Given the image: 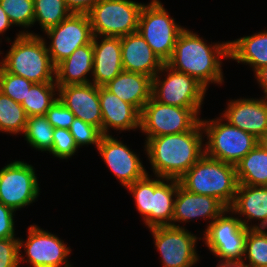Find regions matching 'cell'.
I'll use <instances>...</instances> for the list:
<instances>
[{
  "instance_id": "obj_1",
  "label": "cell",
  "mask_w": 267,
  "mask_h": 267,
  "mask_svg": "<svg viewBox=\"0 0 267 267\" xmlns=\"http://www.w3.org/2000/svg\"><path fill=\"white\" fill-rule=\"evenodd\" d=\"M203 129L146 138L145 150L155 177L179 180L203 155Z\"/></svg>"
},
{
  "instance_id": "obj_2",
  "label": "cell",
  "mask_w": 267,
  "mask_h": 267,
  "mask_svg": "<svg viewBox=\"0 0 267 267\" xmlns=\"http://www.w3.org/2000/svg\"><path fill=\"white\" fill-rule=\"evenodd\" d=\"M205 42L196 33L184 28L166 64L175 71L192 76L207 89L210 83L224 82L221 59H229L230 55L229 41L213 45Z\"/></svg>"
},
{
  "instance_id": "obj_3",
  "label": "cell",
  "mask_w": 267,
  "mask_h": 267,
  "mask_svg": "<svg viewBox=\"0 0 267 267\" xmlns=\"http://www.w3.org/2000/svg\"><path fill=\"white\" fill-rule=\"evenodd\" d=\"M45 38L30 31L17 34L0 66L9 73L33 83H56L55 70Z\"/></svg>"
},
{
  "instance_id": "obj_4",
  "label": "cell",
  "mask_w": 267,
  "mask_h": 267,
  "mask_svg": "<svg viewBox=\"0 0 267 267\" xmlns=\"http://www.w3.org/2000/svg\"><path fill=\"white\" fill-rule=\"evenodd\" d=\"M187 191L212 196L227 209L232 205L238 188L236 166L203 155L180 179Z\"/></svg>"
},
{
  "instance_id": "obj_5",
  "label": "cell",
  "mask_w": 267,
  "mask_h": 267,
  "mask_svg": "<svg viewBox=\"0 0 267 267\" xmlns=\"http://www.w3.org/2000/svg\"><path fill=\"white\" fill-rule=\"evenodd\" d=\"M179 185V180L158 176L156 179H151L147 174L126 189H129L134 197L136 209L143 216L146 226L152 228L172 226L175 200L173 198L176 196Z\"/></svg>"
},
{
  "instance_id": "obj_6",
  "label": "cell",
  "mask_w": 267,
  "mask_h": 267,
  "mask_svg": "<svg viewBox=\"0 0 267 267\" xmlns=\"http://www.w3.org/2000/svg\"><path fill=\"white\" fill-rule=\"evenodd\" d=\"M223 121L224 119L221 117L209 121L200 119L203 132L208 140L204 145V154L236 165L258 144V139Z\"/></svg>"
},
{
  "instance_id": "obj_7",
  "label": "cell",
  "mask_w": 267,
  "mask_h": 267,
  "mask_svg": "<svg viewBox=\"0 0 267 267\" xmlns=\"http://www.w3.org/2000/svg\"><path fill=\"white\" fill-rule=\"evenodd\" d=\"M143 6L131 0H99L87 13L93 36L121 38L137 32Z\"/></svg>"
},
{
  "instance_id": "obj_8",
  "label": "cell",
  "mask_w": 267,
  "mask_h": 267,
  "mask_svg": "<svg viewBox=\"0 0 267 267\" xmlns=\"http://www.w3.org/2000/svg\"><path fill=\"white\" fill-rule=\"evenodd\" d=\"M184 29L170 17L160 0L144 4L138 24V32L152 51L166 64L172 57L180 32Z\"/></svg>"
},
{
  "instance_id": "obj_9",
  "label": "cell",
  "mask_w": 267,
  "mask_h": 267,
  "mask_svg": "<svg viewBox=\"0 0 267 267\" xmlns=\"http://www.w3.org/2000/svg\"><path fill=\"white\" fill-rule=\"evenodd\" d=\"M200 109L167 105L151 97L141 111L140 130L146 138L187 132L200 121Z\"/></svg>"
},
{
  "instance_id": "obj_10",
  "label": "cell",
  "mask_w": 267,
  "mask_h": 267,
  "mask_svg": "<svg viewBox=\"0 0 267 267\" xmlns=\"http://www.w3.org/2000/svg\"><path fill=\"white\" fill-rule=\"evenodd\" d=\"M167 76L160 80L162 72ZM206 89L192 76L173 70L164 64L152 79V97L163 104L184 107L201 108Z\"/></svg>"
},
{
  "instance_id": "obj_11",
  "label": "cell",
  "mask_w": 267,
  "mask_h": 267,
  "mask_svg": "<svg viewBox=\"0 0 267 267\" xmlns=\"http://www.w3.org/2000/svg\"><path fill=\"white\" fill-rule=\"evenodd\" d=\"M227 213L230 214L229 209L207 225L203 239L209 250L220 259L218 261H242L248 228L238 217Z\"/></svg>"
},
{
  "instance_id": "obj_12",
  "label": "cell",
  "mask_w": 267,
  "mask_h": 267,
  "mask_svg": "<svg viewBox=\"0 0 267 267\" xmlns=\"http://www.w3.org/2000/svg\"><path fill=\"white\" fill-rule=\"evenodd\" d=\"M39 192L32 165L14 160L0 169V202L5 206L19 210L35 202Z\"/></svg>"
},
{
  "instance_id": "obj_13",
  "label": "cell",
  "mask_w": 267,
  "mask_h": 267,
  "mask_svg": "<svg viewBox=\"0 0 267 267\" xmlns=\"http://www.w3.org/2000/svg\"><path fill=\"white\" fill-rule=\"evenodd\" d=\"M21 248L27 259L23 258ZM70 253L63 240L35 224L28 228L26 241L19 238V263L28 262L30 267H72L67 261Z\"/></svg>"
},
{
  "instance_id": "obj_14",
  "label": "cell",
  "mask_w": 267,
  "mask_h": 267,
  "mask_svg": "<svg viewBox=\"0 0 267 267\" xmlns=\"http://www.w3.org/2000/svg\"><path fill=\"white\" fill-rule=\"evenodd\" d=\"M155 247L160 251L163 267H192L198 262L196 242L198 237L185 227L156 226L149 228Z\"/></svg>"
},
{
  "instance_id": "obj_15",
  "label": "cell",
  "mask_w": 267,
  "mask_h": 267,
  "mask_svg": "<svg viewBox=\"0 0 267 267\" xmlns=\"http://www.w3.org/2000/svg\"><path fill=\"white\" fill-rule=\"evenodd\" d=\"M45 33L51 40L47 49L55 67L78 47L91 43L94 37L88 14L85 13H71Z\"/></svg>"
},
{
  "instance_id": "obj_16",
  "label": "cell",
  "mask_w": 267,
  "mask_h": 267,
  "mask_svg": "<svg viewBox=\"0 0 267 267\" xmlns=\"http://www.w3.org/2000/svg\"><path fill=\"white\" fill-rule=\"evenodd\" d=\"M97 149L107 167L125 188L148 174L137 154L110 134L101 137Z\"/></svg>"
},
{
  "instance_id": "obj_17",
  "label": "cell",
  "mask_w": 267,
  "mask_h": 267,
  "mask_svg": "<svg viewBox=\"0 0 267 267\" xmlns=\"http://www.w3.org/2000/svg\"><path fill=\"white\" fill-rule=\"evenodd\" d=\"M58 99L76 118L98 127L102 132L99 87L93 83L58 86Z\"/></svg>"
},
{
  "instance_id": "obj_18",
  "label": "cell",
  "mask_w": 267,
  "mask_h": 267,
  "mask_svg": "<svg viewBox=\"0 0 267 267\" xmlns=\"http://www.w3.org/2000/svg\"><path fill=\"white\" fill-rule=\"evenodd\" d=\"M222 118L257 139L267 132V98L231 100Z\"/></svg>"
},
{
  "instance_id": "obj_19",
  "label": "cell",
  "mask_w": 267,
  "mask_h": 267,
  "mask_svg": "<svg viewBox=\"0 0 267 267\" xmlns=\"http://www.w3.org/2000/svg\"><path fill=\"white\" fill-rule=\"evenodd\" d=\"M174 199L172 226L175 227H182L175 222H190L197 218L211 219V222L208 221L210 224L227 209L218 199L191 193L181 185Z\"/></svg>"
},
{
  "instance_id": "obj_20",
  "label": "cell",
  "mask_w": 267,
  "mask_h": 267,
  "mask_svg": "<svg viewBox=\"0 0 267 267\" xmlns=\"http://www.w3.org/2000/svg\"><path fill=\"white\" fill-rule=\"evenodd\" d=\"M121 52L123 71L153 79L164 65L138 31L121 37Z\"/></svg>"
},
{
  "instance_id": "obj_21",
  "label": "cell",
  "mask_w": 267,
  "mask_h": 267,
  "mask_svg": "<svg viewBox=\"0 0 267 267\" xmlns=\"http://www.w3.org/2000/svg\"><path fill=\"white\" fill-rule=\"evenodd\" d=\"M93 37L94 64L92 81L98 87H104L123 71L121 38L102 36L99 41Z\"/></svg>"
},
{
  "instance_id": "obj_22",
  "label": "cell",
  "mask_w": 267,
  "mask_h": 267,
  "mask_svg": "<svg viewBox=\"0 0 267 267\" xmlns=\"http://www.w3.org/2000/svg\"><path fill=\"white\" fill-rule=\"evenodd\" d=\"M99 99L103 135H109L110 128L117 131L140 129L141 112L135 106L119 99L105 87H99Z\"/></svg>"
},
{
  "instance_id": "obj_23",
  "label": "cell",
  "mask_w": 267,
  "mask_h": 267,
  "mask_svg": "<svg viewBox=\"0 0 267 267\" xmlns=\"http://www.w3.org/2000/svg\"><path fill=\"white\" fill-rule=\"evenodd\" d=\"M229 211L246 219L241 223L248 229H265L267 228V186H251L238 184L234 201L229 207ZM256 219L260 221L258 225H248L249 221Z\"/></svg>"
},
{
  "instance_id": "obj_24",
  "label": "cell",
  "mask_w": 267,
  "mask_h": 267,
  "mask_svg": "<svg viewBox=\"0 0 267 267\" xmlns=\"http://www.w3.org/2000/svg\"><path fill=\"white\" fill-rule=\"evenodd\" d=\"M104 87L140 112L152 97V78L140 73L122 71Z\"/></svg>"
},
{
  "instance_id": "obj_25",
  "label": "cell",
  "mask_w": 267,
  "mask_h": 267,
  "mask_svg": "<svg viewBox=\"0 0 267 267\" xmlns=\"http://www.w3.org/2000/svg\"><path fill=\"white\" fill-rule=\"evenodd\" d=\"M94 49L92 42L78 47L68 58L56 66L55 82L57 86L87 84V75L93 74Z\"/></svg>"
},
{
  "instance_id": "obj_26",
  "label": "cell",
  "mask_w": 267,
  "mask_h": 267,
  "mask_svg": "<svg viewBox=\"0 0 267 267\" xmlns=\"http://www.w3.org/2000/svg\"><path fill=\"white\" fill-rule=\"evenodd\" d=\"M229 59L249 64L256 73L267 65V30L229 41Z\"/></svg>"
},
{
  "instance_id": "obj_27",
  "label": "cell",
  "mask_w": 267,
  "mask_h": 267,
  "mask_svg": "<svg viewBox=\"0 0 267 267\" xmlns=\"http://www.w3.org/2000/svg\"><path fill=\"white\" fill-rule=\"evenodd\" d=\"M235 166L239 184L267 186V152L259 144Z\"/></svg>"
},
{
  "instance_id": "obj_28",
  "label": "cell",
  "mask_w": 267,
  "mask_h": 267,
  "mask_svg": "<svg viewBox=\"0 0 267 267\" xmlns=\"http://www.w3.org/2000/svg\"><path fill=\"white\" fill-rule=\"evenodd\" d=\"M58 86L56 83H33L26 99L21 103L27 117L45 115L55 98Z\"/></svg>"
},
{
  "instance_id": "obj_29",
  "label": "cell",
  "mask_w": 267,
  "mask_h": 267,
  "mask_svg": "<svg viewBox=\"0 0 267 267\" xmlns=\"http://www.w3.org/2000/svg\"><path fill=\"white\" fill-rule=\"evenodd\" d=\"M54 127L45 115L27 117L24 137L30 146L38 151L50 152L53 145Z\"/></svg>"
},
{
  "instance_id": "obj_30",
  "label": "cell",
  "mask_w": 267,
  "mask_h": 267,
  "mask_svg": "<svg viewBox=\"0 0 267 267\" xmlns=\"http://www.w3.org/2000/svg\"><path fill=\"white\" fill-rule=\"evenodd\" d=\"M72 12L65 0H34L33 25L38 22L42 31L57 26Z\"/></svg>"
},
{
  "instance_id": "obj_31",
  "label": "cell",
  "mask_w": 267,
  "mask_h": 267,
  "mask_svg": "<svg viewBox=\"0 0 267 267\" xmlns=\"http://www.w3.org/2000/svg\"><path fill=\"white\" fill-rule=\"evenodd\" d=\"M27 115L21 103L0 92V131L11 134L24 133Z\"/></svg>"
},
{
  "instance_id": "obj_32",
  "label": "cell",
  "mask_w": 267,
  "mask_h": 267,
  "mask_svg": "<svg viewBox=\"0 0 267 267\" xmlns=\"http://www.w3.org/2000/svg\"><path fill=\"white\" fill-rule=\"evenodd\" d=\"M248 261L249 267L267 266V231L265 229H248L245 239L242 261Z\"/></svg>"
},
{
  "instance_id": "obj_33",
  "label": "cell",
  "mask_w": 267,
  "mask_h": 267,
  "mask_svg": "<svg viewBox=\"0 0 267 267\" xmlns=\"http://www.w3.org/2000/svg\"><path fill=\"white\" fill-rule=\"evenodd\" d=\"M0 6L11 23L29 28L34 20V0H0Z\"/></svg>"
},
{
  "instance_id": "obj_34",
  "label": "cell",
  "mask_w": 267,
  "mask_h": 267,
  "mask_svg": "<svg viewBox=\"0 0 267 267\" xmlns=\"http://www.w3.org/2000/svg\"><path fill=\"white\" fill-rule=\"evenodd\" d=\"M33 82L24 77L6 72L0 66V92L18 103L26 99Z\"/></svg>"
},
{
  "instance_id": "obj_35",
  "label": "cell",
  "mask_w": 267,
  "mask_h": 267,
  "mask_svg": "<svg viewBox=\"0 0 267 267\" xmlns=\"http://www.w3.org/2000/svg\"><path fill=\"white\" fill-rule=\"evenodd\" d=\"M69 131L74 137L78 148L89 144H94V146L96 145L95 147H98L100 139L103 136L98 127L92 126L76 117L71 124Z\"/></svg>"
},
{
  "instance_id": "obj_36",
  "label": "cell",
  "mask_w": 267,
  "mask_h": 267,
  "mask_svg": "<svg viewBox=\"0 0 267 267\" xmlns=\"http://www.w3.org/2000/svg\"><path fill=\"white\" fill-rule=\"evenodd\" d=\"M78 149L74 137L71 135L69 129L54 128L53 145L49 152L54 157L59 159H69Z\"/></svg>"
},
{
  "instance_id": "obj_37",
  "label": "cell",
  "mask_w": 267,
  "mask_h": 267,
  "mask_svg": "<svg viewBox=\"0 0 267 267\" xmlns=\"http://www.w3.org/2000/svg\"><path fill=\"white\" fill-rule=\"evenodd\" d=\"M45 116L54 128L63 129H69L75 119L74 114L59 99L50 106Z\"/></svg>"
},
{
  "instance_id": "obj_38",
  "label": "cell",
  "mask_w": 267,
  "mask_h": 267,
  "mask_svg": "<svg viewBox=\"0 0 267 267\" xmlns=\"http://www.w3.org/2000/svg\"><path fill=\"white\" fill-rule=\"evenodd\" d=\"M19 265V238L0 239V267H20Z\"/></svg>"
},
{
  "instance_id": "obj_39",
  "label": "cell",
  "mask_w": 267,
  "mask_h": 267,
  "mask_svg": "<svg viewBox=\"0 0 267 267\" xmlns=\"http://www.w3.org/2000/svg\"><path fill=\"white\" fill-rule=\"evenodd\" d=\"M14 212L0 202V239L15 237Z\"/></svg>"
},
{
  "instance_id": "obj_40",
  "label": "cell",
  "mask_w": 267,
  "mask_h": 267,
  "mask_svg": "<svg viewBox=\"0 0 267 267\" xmlns=\"http://www.w3.org/2000/svg\"><path fill=\"white\" fill-rule=\"evenodd\" d=\"M99 0H65L68 9L72 13L87 14Z\"/></svg>"
},
{
  "instance_id": "obj_41",
  "label": "cell",
  "mask_w": 267,
  "mask_h": 267,
  "mask_svg": "<svg viewBox=\"0 0 267 267\" xmlns=\"http://www.w3.org/2000/svg\"><path fill=\"white\" fill-rule=\"evenodd\" d=\"M256 79L258 84L262 87L265 95L264 97L267 98V65L262 67L255 73Z\"/></svg>"
},
{
  "instance_id": "obj_42",
  "label": "cell",
  "mask_w": 267,
  "mask_h": 267,
  "mask_svg": "<svg viewBox=\"0 0 267 267\" xmlns=\"http://www.w3.org/2000/svg\"><path fill=\"white\" fill-rule=\"evenodd\" d=\"M12 25L13 24L11 23L9 17L0 6V34L3 35V33L6 32Z\"/></svg>"
},
{
  "instance_id": "obj_43",
  "label": "cell",
  "mask_w": 267,
  "mask_h": 267,
  "mask_svg": "<svg viewBox=\"0 0 267 267\" xmlns=\"http://www.w3.org/2000/svg\"><path fill=\"white\" fill-rule=\"evenodd\" d=\"M217 267H249L244 261H219Z\"/></svg>"
},
{
  "instance_id": "obj_44",
  "label": "cell",
  "mask_w": 267,
  "mask_h": 267,
  "mask_svg": "<svg viewBox=\"0 0 267 267\" xmlns=\"http://www.w3.org/2000/svg\"><path fill=\"white\" fill-rule=\"evenodd\" d=\"M258 144L267 152V132L258 139Z\"/></svg>"
}]
</instances>
